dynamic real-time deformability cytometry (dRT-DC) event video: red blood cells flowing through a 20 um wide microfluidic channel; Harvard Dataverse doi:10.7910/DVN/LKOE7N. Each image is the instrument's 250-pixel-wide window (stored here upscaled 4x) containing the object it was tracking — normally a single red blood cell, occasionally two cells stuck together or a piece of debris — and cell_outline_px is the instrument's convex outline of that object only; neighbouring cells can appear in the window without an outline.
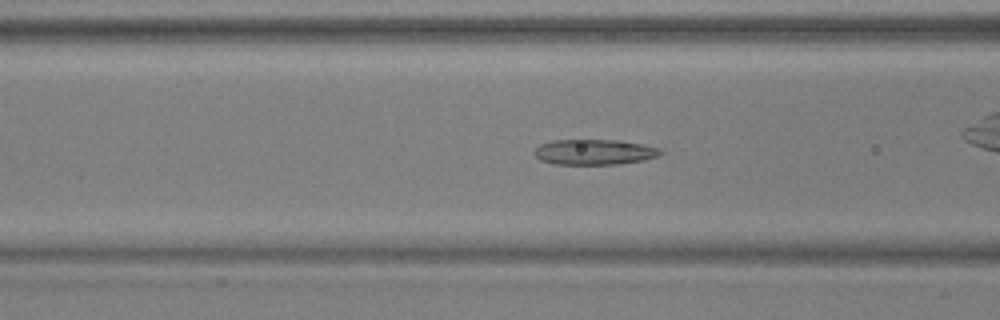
{"species": "common noctule bat (a hibernating species)", "species_latin": "Nyctalus noctula", "temperature_condition": "warm", "stored_images_in_passage": 38, "camera_frame_rate_fps": 3000, "um_per_image_px": 0.085, "animal": {"sex": "male", "body_mass_g": 17.9, "forearm_length_mm": 54.2}, "frame": {"image": 1, "passage_image": 6, "time_ms": 1.667, "image_size_px": [1000, 320], "cell_outline_px": [[664, 152], [660, 156], [644, 160], [620, 164], [556, 164], [540, 160], [536, 156], [536, 148], [540, 144], [552, 140], [616, 140], [640, 144], [660, 148]], "centroid_in_image_um": [50.56, 12.92], "position_along_channel_um": 116.0, "area_um2": 18.61}}
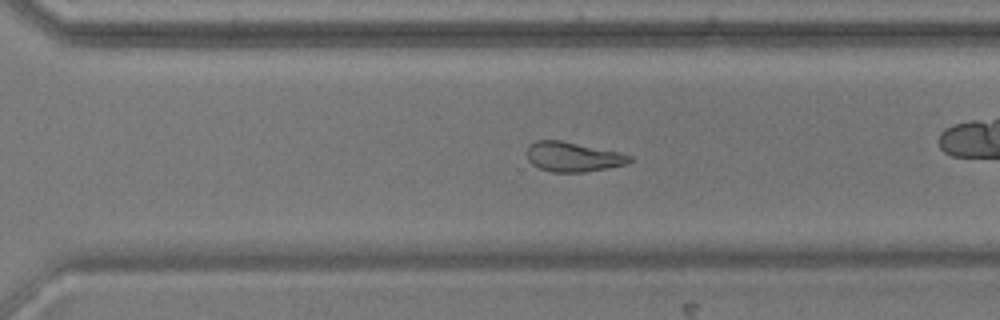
{"frame": {"image": 2, "passage_image": 22, "time_ms": 7.0, "image_size_px": [1000, 320], "cell_outline_px": [[632, 160], [628, 164], [580, 172], [552, 172], [540, 168], [532, 164], [528, 160], [528, 144], [536, 140], [560, 140], [616, 152], [632, 156]], "centroid_in_image_um": [48.66, 13.33], "position_along_channel_um": 321.9, "area_um2": 17.4}}
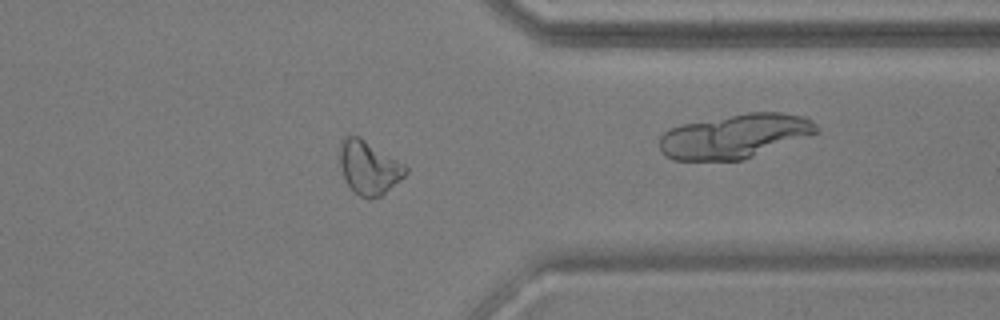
{"frame": {"image": 3, "passage_image": 27, "time_ms": 8.667, "image_size_px": [1000, 320], "cell_outline_px": [[408, 172], [400, 180], [380, 196], [368, 200], [360, 196], [348, 184], [340, 168], [340, 140], [344, 136], [360, 136], [404, 164], [408, 168]], "centroid_in_image_um": [31.35, 14.23], "position_along_channel_um": 380.1, "area_um2": 20.4}, "authors_computed_cell_mechanics": {"area_um2": 18.8428, "velocity_mm_per_s": 3.8612, "shape_relaxation_time_tau1_ms": null, "shape_relaxation_time_tau2_ms": 3.4079, "deformation_change_tau1": null, "deformation_change_tau2": 0.1303}}